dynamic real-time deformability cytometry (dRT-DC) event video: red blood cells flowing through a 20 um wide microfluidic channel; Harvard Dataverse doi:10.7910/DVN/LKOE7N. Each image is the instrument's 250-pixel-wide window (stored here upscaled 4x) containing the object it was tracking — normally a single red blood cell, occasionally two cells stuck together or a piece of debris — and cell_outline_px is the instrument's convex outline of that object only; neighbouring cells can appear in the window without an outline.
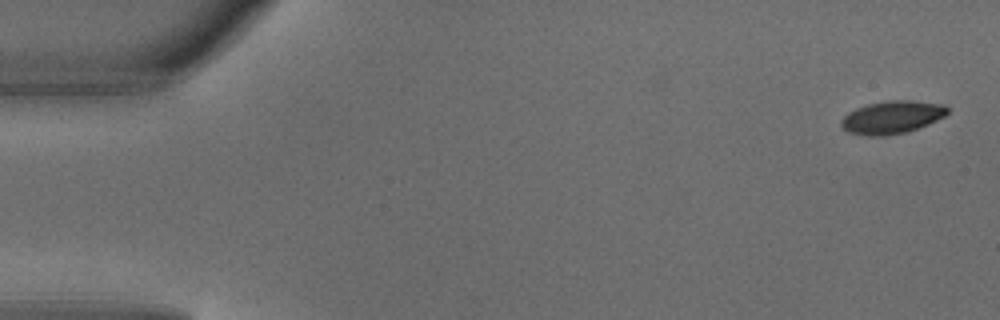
{"species": "common noctule bat (a hibernating species)", "species_latin": "Nyctalus noctula", "temperature_condition": "warm", "stored_images_in_passage": 5, "segment_of_instrument_passage": [1, 2], "camera_frame_rate_fps": 3000, "um_per_image_px": 0.085, "animal": {"sex": "male", "body_mass_g": 18.8}, "frame": {"image": 1, "passage_image": 1, "time_ms": 0.0, "image_size_px": [1000, 320], "cell_outline_px": [[948, 112], [944, 116], [928, 124], [904, 132], [884, 136], [868, 136], [848, 132], [840, 124], [840, 120], [848, 112], [856, 108], [868, 104], [888, 100], [916, 100], [944, 104], [948, 108]], "centroid_in_image_um": [75.81, 9.95], "position_along_channel_um": 9.2, "area_um2": 20.29}}
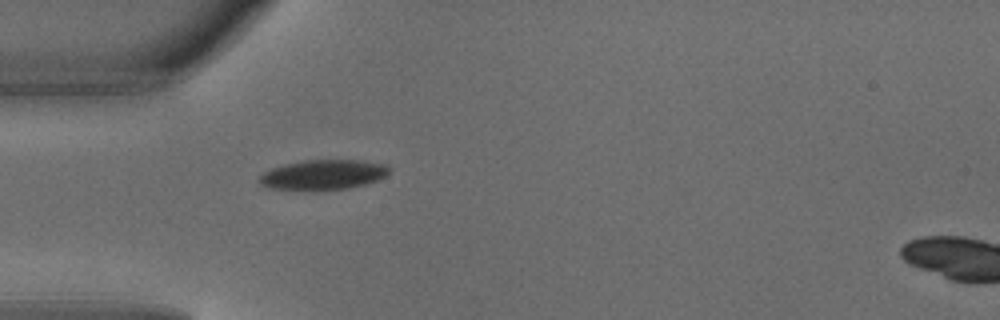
{"frame": {"image": 2, "passage_image": 4, "time_ms": 1.0, "image_size_px": [1000, 320], "cell_outline_px": [[392, 168], [384, 176], [376, 180], [364, 184], [348, 188], [272, 188], [260, 184], [256, 180], [264, 172], [272, 168], [284, 164], [304, 160], [360, 160], [388, 164]], "centroid_in_image_um": [27.5, 14.8], "position_along_channel_um": 57.5, "area_um2": 22.02}}